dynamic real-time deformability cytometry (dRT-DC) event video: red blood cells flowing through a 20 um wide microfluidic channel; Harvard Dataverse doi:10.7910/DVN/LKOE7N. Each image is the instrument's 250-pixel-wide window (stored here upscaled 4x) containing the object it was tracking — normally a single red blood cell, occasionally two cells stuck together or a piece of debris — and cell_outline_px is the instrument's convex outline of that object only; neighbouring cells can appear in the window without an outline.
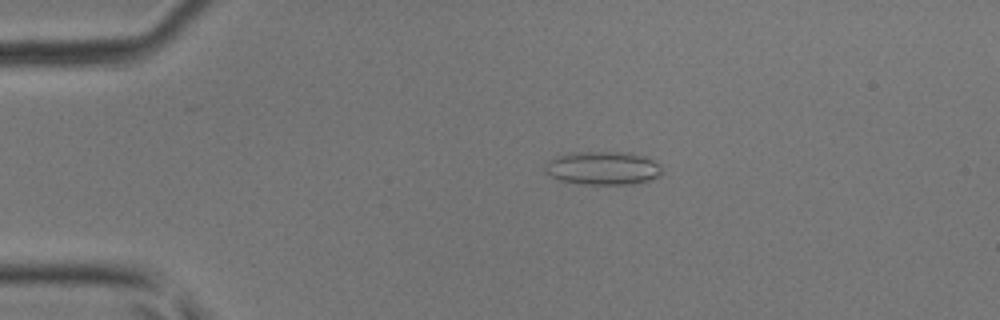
{"species": "common noctule bat (a hibernating species)", "species_latin": "Nyctalus noctula", "temperature_condition": "room temperature", "stored_images_in_passage": 36, "camera_frame_rate_fps": 3000, "um_per_image_px": 0.085, "animal": {"sex": "male", "body_mass_g": 17.9, "forearm_length_mm": 54.2}, "frame": {"image": 1, "passage_image": 2, "time_ms": 0.333, "image_size_px": [1000, 320], "cell_outline_px": [[660, 176], [648, 180], [632, 184], [584, 184], [560, 180], [544, 172], [544, 164], [548, 160], [556, 156], [568, 152], [628, 152], [644, 156], [660, 164]], "centroid_in_image_um": [51.2, 14.27], "position_along_channel_um": 33.8, "area_um2": 22.83}}
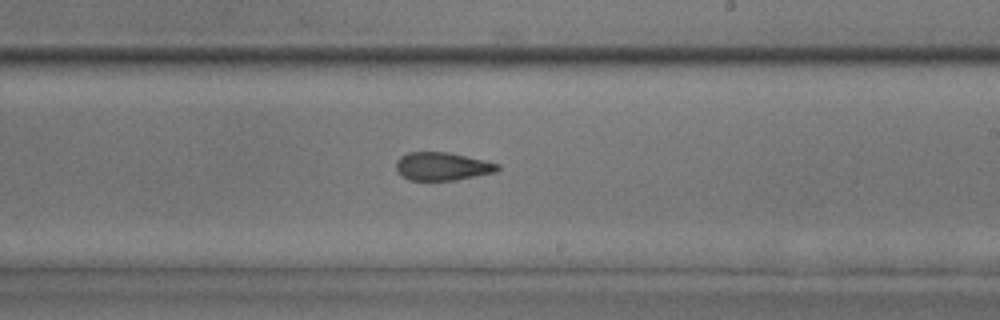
{"frame": {"image": 2, "passage_image": 19, "time_ms": 6.0, "image_size_px": [1000, 320], "cell_outline_px": [[500, 168], [496, 172], [456, 180], [408, 180], [396, 168], [396, 160], [400, 156], [408, 152], [448, 152], [484, 160], [500, 164]], "centroid_in_image_um": [37.61, 14.13], "position_along_channel_um": 251.4, "area_um2": 16.59}}
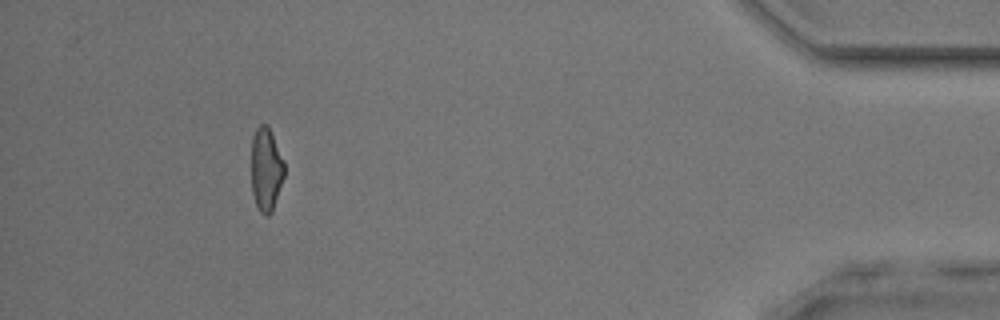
{"frame": {"image": 3, "passage_image": 33, "time_ms": 10.667, "image_size_px": [1000, 320], "cell_outline_px": [[284, 176], [272, 212], [268, 216], [264, 216], [260, 212], [256, 204], [252, 192], [252, 136], [256, 128], [260, 124], [268, 124], [284, 160]], "centroid_in_image_um": [22.62, 14.38], "position_along_channel_um": 412.6, "area_um2": 16.13}}